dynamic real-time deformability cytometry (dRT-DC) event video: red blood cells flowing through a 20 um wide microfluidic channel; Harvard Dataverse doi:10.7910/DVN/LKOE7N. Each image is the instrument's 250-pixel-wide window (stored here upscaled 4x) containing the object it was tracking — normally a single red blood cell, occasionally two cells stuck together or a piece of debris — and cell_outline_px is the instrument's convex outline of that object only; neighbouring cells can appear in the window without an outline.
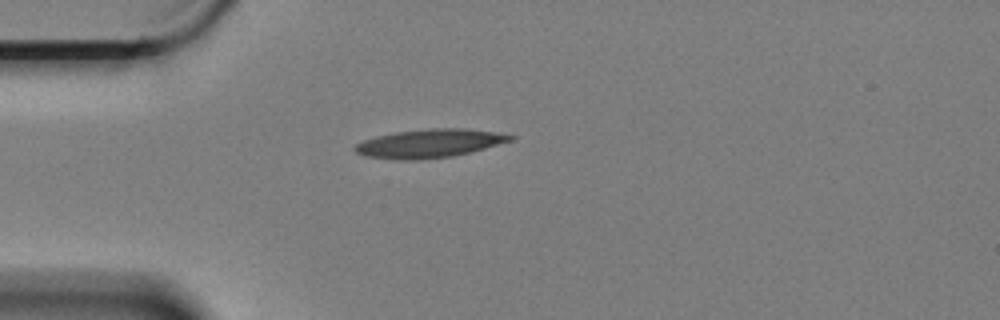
{"species": "Egyptian fruit bat (a non-hibernating species)", "species_latin": "Rousettus aegyptiacus", "temperature_condition": "cold", "stored_images_in_passage": 45, "camera_frame_rate_fps": 3000, "um_per_image_px": 0.085, "animal": {"sex": "female"}, "frame": {"image": 1, "passage_image": 1, "time_ms": 0.0, "image_size_px": [1000, 320], "cell_outline_px": [[516, 136], [512, 140], [484, 148], [452, 156], [420, 160], [396, 160], [364, 156], [356, 152], [352, 148], [356, 144], [364, 140], [376, 136], [396, 132], [436, 128], [460, 128], [492, 132]], "centroid_in_image_um": [36.43, 12.2], "position_along_channel_um": 48.6, "area_um2": 25.49}}
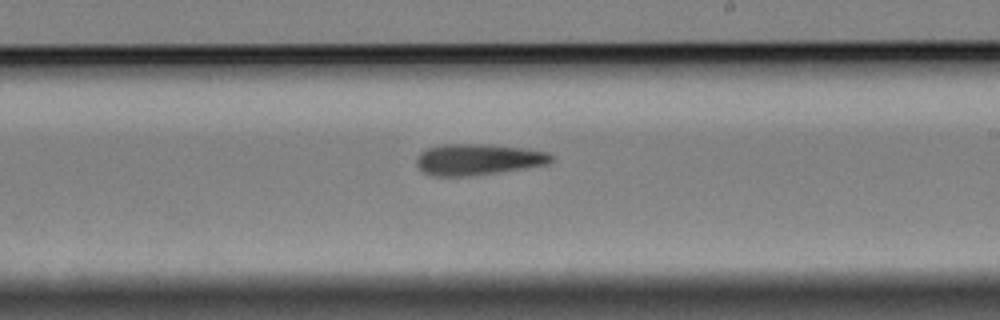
{"frame": {"image": 2, "passage_image": 20, "time_ms": 6.333, "image_size_px": [1000, 320], "cell_outline_px": [[556, 156], [548, 164], [496, 172], [460, 176], [436, 176], [424, 172], [416, 164], [416, 156], [420, 152], [428, 148], [444, 144], [488, 144], [528, 148], [548, 152]], "centroid_in_image_um": [40.65, 13.53], "position_along_channel_um": 248.3, "area_um2": 24.39}}
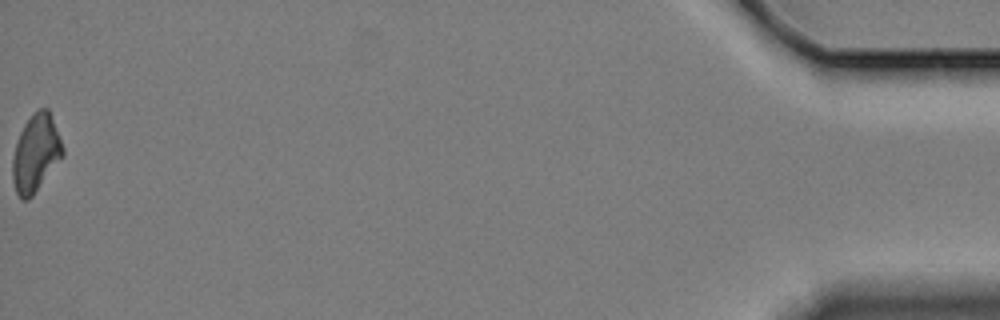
{"frame": {"image": 3, "passage_image": 45, "time_ms": 14.667, "image_size_px": [1000, 320], "cell_outline_px": [[64, 156], [32, 196], [28, 200], [20, 200], [16, 192], [12, 180], [12, 156], [16, 140], [24, 124], [32, 112], [40, 108], [48, 108], [64, 148]], "centroid_in_image_um": [3.03, 13.03], "position_along_channel_um": 432.2, "area_um2": 22.89}, "authors_computed_cell_mechanics": {"area_um2": 23.698, "velocity_mm_per_s": 3.3554, "shape_relaxation_time_tau1_ms": 6.5826, "shape_relaxation_time_tau2_ms": 9.5318, "deformation_change_tau1": 0.187, "deformation_change_tau2": 0.2414}}